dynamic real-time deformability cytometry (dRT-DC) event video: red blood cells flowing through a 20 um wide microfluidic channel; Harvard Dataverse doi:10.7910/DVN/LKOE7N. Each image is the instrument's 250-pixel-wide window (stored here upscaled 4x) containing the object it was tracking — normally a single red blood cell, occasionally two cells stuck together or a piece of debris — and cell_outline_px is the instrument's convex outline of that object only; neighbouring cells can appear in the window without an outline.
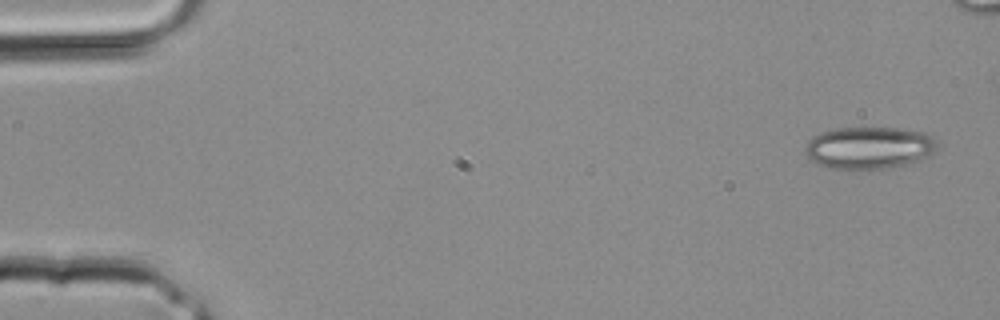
{"species": "common noctule bat (a hibernating species)", "species_latin": "Nyctalus noctula", "temperature_condition": "room temperature", "stored_images_in_passage": 4, "camera_frame_rate_fps": 3000, "um_per_image_px": 0.085, "animal": {"sex": "male", "body_mass_g": 20.4}, "frame": {"image": 1, "passage_image": 1, "time_ms": 0.0, "image_size_px": [1000, 320], "cell_outline_px": [[936, 148], [924, 160], [884, 168], [832, 168], [820, 164], [812, 160], [804, 152], [808, 140], [812, 136], [820, 132], [836, 128], [896, 128], [924, 132], [932, 136], [936, 140]], "centroid_in_image_um": [73.88, 12.54], "position_along_channel_um": 11.1, "area_um2": 32.14}}